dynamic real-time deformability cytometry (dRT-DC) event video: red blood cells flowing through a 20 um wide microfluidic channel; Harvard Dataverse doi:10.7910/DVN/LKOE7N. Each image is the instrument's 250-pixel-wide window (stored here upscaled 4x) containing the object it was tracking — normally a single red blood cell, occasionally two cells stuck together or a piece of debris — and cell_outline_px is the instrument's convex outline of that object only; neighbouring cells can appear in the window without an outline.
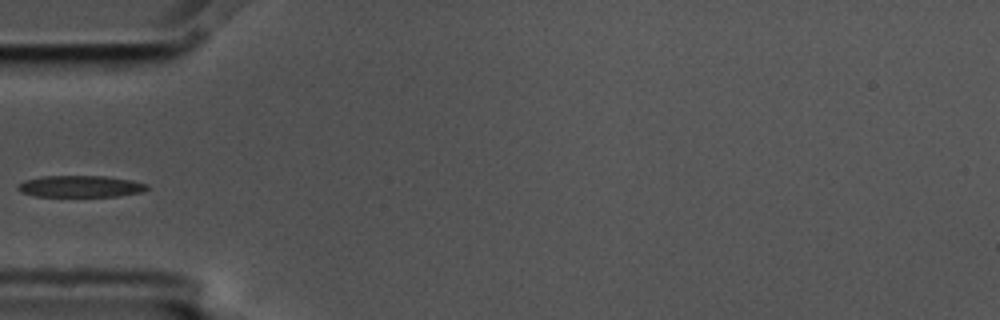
{"species": "common noctule bat (a hibernating species)", "species_latin": "Nyctalus noctula", "temperature_condition": "cold", "stored_images_in_passage": 6, "camera_frame_rate_fps": 3000, "um_per_image_px": 0.085, "animal": {"sex": "male", "body_mass_g": 17.5, "forearm_length_mm": 52.3}, "frame": {"image": 1, "passage_image": 5, "time_ms": 1.333, "image_size_px": [1000, 320], "cell_outline_px": [[148, 188], [144, 192], [116, 196], [36, 196], [20, 192], [16, 188], [24, 180], [44, 176], [104, 176], [132, 180], [148, 184]], "centroid_in_image_um": [6.86, 15.84], "position_along_channel_um": 78.1, "area_um2": 16.24}}